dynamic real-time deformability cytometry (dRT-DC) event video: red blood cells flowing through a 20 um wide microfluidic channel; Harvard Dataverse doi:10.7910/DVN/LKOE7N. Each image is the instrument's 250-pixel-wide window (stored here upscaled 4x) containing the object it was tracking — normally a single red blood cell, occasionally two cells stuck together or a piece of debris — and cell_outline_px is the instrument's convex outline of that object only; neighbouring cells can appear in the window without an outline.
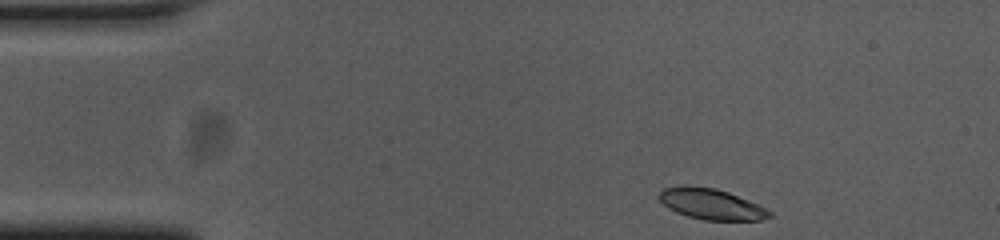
{"species": "common noctule bat (a hibernating species)", "species_latin": "Nyctalus noctula", "temperature_condition": "cold", "stored_images_in_passage": 48, "camera_frame_rate_fps": 3000, "um_per_image_px": 0.085, "animal": {"sex": "female", "body_mass_g": 23.0, "forearm_length_mm": 53.4}, "frame": {"image": 1, "passage_image": 1, "time_ms": 0.0, "image_size_px": [1000, 240], "cell_outline_px": [[772, 216], [760, 220], [704, 220], [688, 216], [676, 212], [668, 208], [660, 200], [660, 192], [664, 188], [712, 188], [728, 192], [756, 204], [772, 212]], "centroid_in_image_um": [60.5, 17.4], "position_along_channel_um": 24.5, "area_um2": 18.84}}
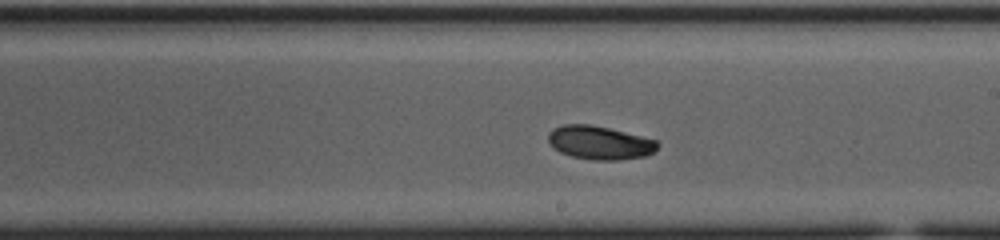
{"frame": {"image": 2, "passage_image": 24, "time_ms": 7.667, "image_size_px": [1000, 240], "cell_outline_px": [[660, 144], [652, 152], [644, 156], [616, 160], [592, 160], [572, 156], [560, 152], [552, 148], [548, 140], [548, 132], [552, 128], [564, 124], [588, 124], [608, 128], [656, 140]], "centroid_in_image_um": [50.91, 12.12], "position_along_channel_um": 238.1, "area_um2": 21.21}}
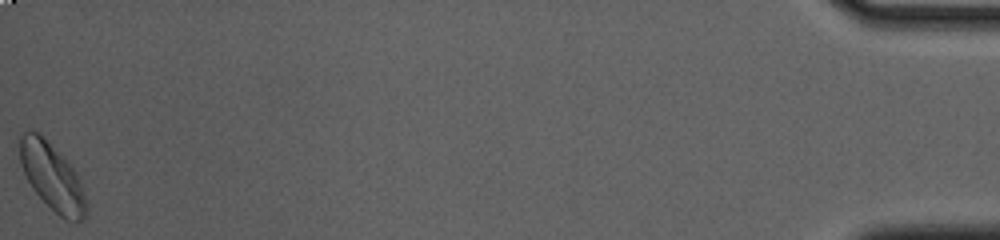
{"frame": {"image": 3, "passage_image": 48, "time_ms": 15.667, "image_size_px": [1000, 240], "cell_outline_px": [[88, 212], [84, 220], [64, 220], [32, 188], [20, 164], [20, 132], [40, 132], [76, 172], [88, 208]], "centroid_in_image_um": [4.43, 15.03], "position_along_channel_um": 430.8, "area_um2": 25.37}, "authors_computed_cell_mechanics": {"area_um2": 21.4438, "velocity_mm_per_s": 3.6867, "shape_relaxation_time_tau1_ms": 3.6294, "shape_relaxation_time_tau2_ms": 6.4673, "deformation_change_tau1": 0.109, "deformation_change_tau2": 0.0942}}